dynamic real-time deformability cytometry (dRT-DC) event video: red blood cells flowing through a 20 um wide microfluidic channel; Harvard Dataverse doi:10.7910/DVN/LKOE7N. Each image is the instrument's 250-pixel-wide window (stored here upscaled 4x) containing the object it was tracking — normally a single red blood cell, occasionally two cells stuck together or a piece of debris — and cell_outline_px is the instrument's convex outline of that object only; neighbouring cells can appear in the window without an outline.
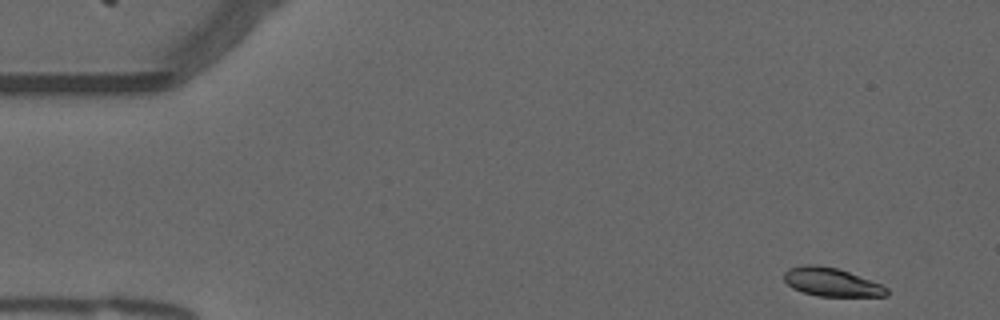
{"species": "common noctule bat (a hibernating species)", "species_latin": "Nyctalus noctula", "temperature_condition": "warm", "stored_images_in_passage": 10, "camera_frame_rate_fps": 3000, "um_per_image_px": 0.085, "animal": {"sex": "male", "forearm_length_mm": 52.5}, "frame": {"image": 1, "passage_image": 1, "time_ms": 0.0, "image_size_px": [1000, 320], "cell_outline_px": [[888, 296], [816, 296], [792, 288], [784, 280], [784, 272], [788, 268], [804, 264], [816, 264], [836, 268], [848, 272], [880, 284], [888, 288]], "centroid_in_image_um": [70.64, 23.97], "position_along_channel_um": 14.4, "area_um2": 16.94}}